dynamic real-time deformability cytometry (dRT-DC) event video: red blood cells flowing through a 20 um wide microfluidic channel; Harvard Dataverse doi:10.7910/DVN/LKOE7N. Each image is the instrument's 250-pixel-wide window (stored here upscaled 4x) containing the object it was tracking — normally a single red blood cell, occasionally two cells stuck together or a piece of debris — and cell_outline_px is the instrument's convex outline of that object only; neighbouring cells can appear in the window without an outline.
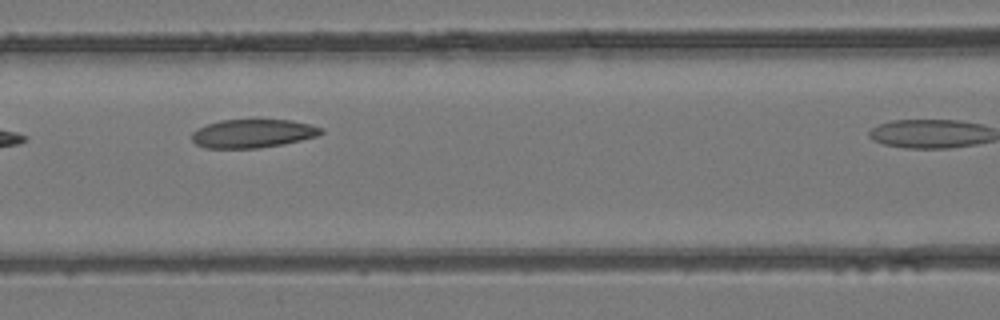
{"species": "common noctule bat (a hibernating species)", "species_latin": "Nyctalus noctula", "temperature_condition": "room temperature", "stored_images_in_passage": 6, "camera_frame_rate_fps": 3000, "um_per_image_px": 0.085, "animal": {"sex": "female", "body_mass_g": 24.6, "forearm_length_mm": 56.2}, "frame": {"image": 1, "passage_image": 5, "time_ms": 4.667, "image_size_px": [1000, 320], "cell_outline_px": [[324, 132], [316, 136], [284, 144], [260, 148], [204, 148], [196, 144], [192, 140], [192, 132], [196, 128], [220, 120], [292, 120], [324, 128]], "centroid_in_image_um": [21.47, 11.35], "position_along_channel_um": 145.1, "area_um2": 21.5}}